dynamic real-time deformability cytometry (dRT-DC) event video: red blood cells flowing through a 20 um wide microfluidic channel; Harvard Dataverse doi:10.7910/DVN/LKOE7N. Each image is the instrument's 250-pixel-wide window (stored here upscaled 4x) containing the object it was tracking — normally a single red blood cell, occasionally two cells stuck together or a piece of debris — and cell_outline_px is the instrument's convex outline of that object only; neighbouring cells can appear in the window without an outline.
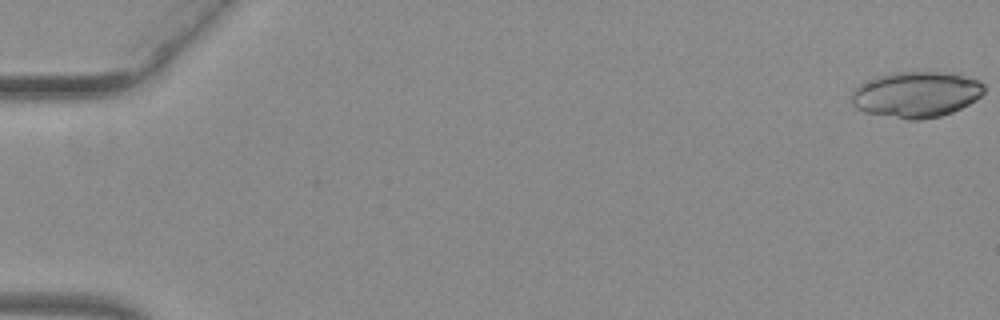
{"species": "common noctule bat (a hibernating species)", "species_latin": "Nyctalus noctula", "temperature_condition": "warm", "stored_images_in_passage": 48, "camera_frame_rate_fps": 3000, "um_per_image_px": 0.085, "animal": {"sex": "female", "body_mass_g": 29.2, "forearm_length_mm": 56.3}, "frame": {"image": 1, "passage_image": 1, "time_ms": 0.0, "image_size_px": [1000, 320], "cell_outline_px": [[984, 92], [976, 100], [952, 112], [940, 116], [920, 120], [908, 120], [864, 112], [856, 108], [852, 104], [852, 92], [864, 80], [876, 76], [892, 72], [960, 72], [980, 80], [984, 84]], "centroid_in_image_um": [77.9, 8.01], "position_along_channel_um": 7.1, "area_um2": 36.07}}